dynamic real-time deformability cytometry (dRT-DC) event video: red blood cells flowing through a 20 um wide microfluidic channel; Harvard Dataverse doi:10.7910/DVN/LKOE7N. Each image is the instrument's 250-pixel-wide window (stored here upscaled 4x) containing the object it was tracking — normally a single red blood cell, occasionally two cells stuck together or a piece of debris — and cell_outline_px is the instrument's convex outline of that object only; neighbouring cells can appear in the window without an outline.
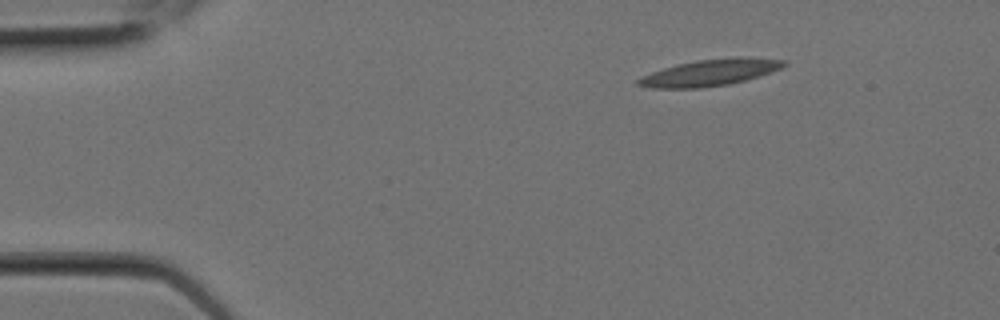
{"species": "Egyptian fruit bat (a non-hibernating species)", "species_latin": "Rousettus aegyptiacus", "temperature_condition": "room temperature", "stored_images_in_passage": 4, "camera_frame_rate_fps": 3000, "um_per_image_px": 0.085, "animal": {"sex": "female"}, "frame": {"image": 1, "passage_image": 1, "time_ms": 0.0, "image_size_px": [1000, 320], "cell_outline_px": [[788, 64], [780, 68], [744, 80], [728, 84], [700, 88], [652, 88], [636, 84], [636, 80], [640, 76], [676, 64], [696, 60], [740, 56], [784, 60]], "centroid_in_image_um": [60.3, 6.16], "position_along_channel_um": 24.7, "area_um2": 22.31}}
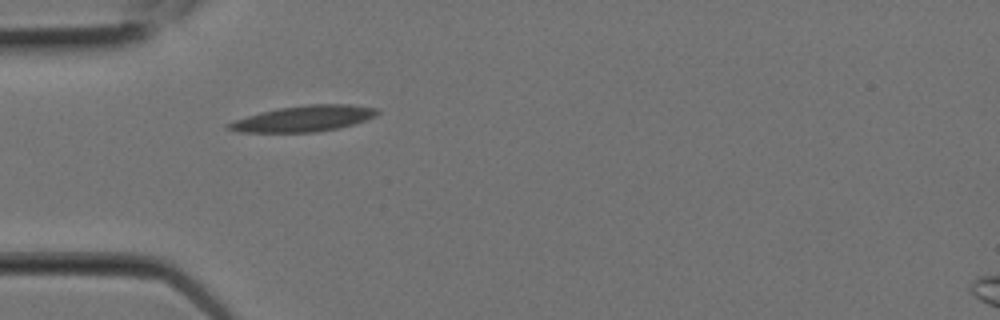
{"frame": {"image": 2, "passage_image": 4, "time_ms": 1.0, "image_size_px": [1000, 320], "cell_outline_px": [[380, 112], [376, 116], [352, 124], [336, 128], [316, 132], [240, 132], [224, 128], [224, 124], [260, 112], [280, 108], [308, 104], [348, 104], [376, 108]], "centroid_in_image_um": [25.78, 10.08], "position_along_channel_um": 59.2, "area_um2": 22.25}}